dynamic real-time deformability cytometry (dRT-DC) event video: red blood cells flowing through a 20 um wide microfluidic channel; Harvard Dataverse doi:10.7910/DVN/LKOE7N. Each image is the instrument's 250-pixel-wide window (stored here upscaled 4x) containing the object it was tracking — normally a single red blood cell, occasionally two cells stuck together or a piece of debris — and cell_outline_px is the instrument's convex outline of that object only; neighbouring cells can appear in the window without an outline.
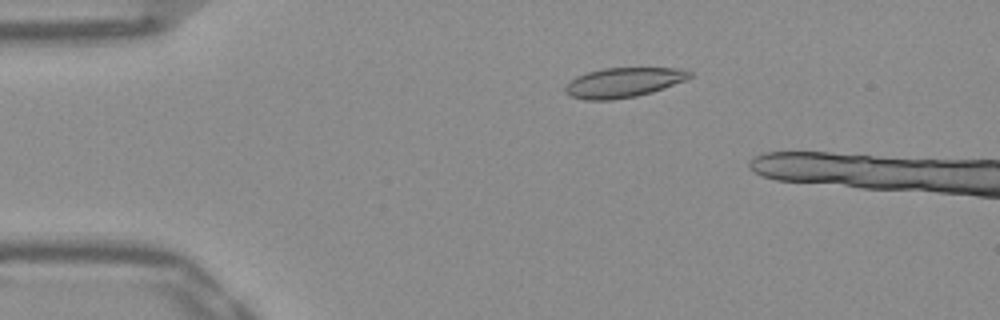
{"species": "Egyptian fruit bat (a non-hibernating species)", "species_latin": "Rousettus aegyptiacus", "temperature_condition": "warm", "stored_images_in_passage": 14, "camera_frame_rate_fps": 3000, "um_per_image_px": 0.085, "frame": {"image": 1, "passage_image": 10, "time_ms": 3.0, "image_size_px": [1000, 320], "cell_outline_px": [[692, 76], [684, 80], [652, 92], [636, 96], [612, 100], [584, 100], [572, 96], [564, 92], [564, 88], [576, 76], [588, 72], [604, 68], [688, 68], [692, 72]], "centroid_in_image_um": [53.0, 7.01], "position_along_channel_um": 32.0, "area_um2": 21.5}}